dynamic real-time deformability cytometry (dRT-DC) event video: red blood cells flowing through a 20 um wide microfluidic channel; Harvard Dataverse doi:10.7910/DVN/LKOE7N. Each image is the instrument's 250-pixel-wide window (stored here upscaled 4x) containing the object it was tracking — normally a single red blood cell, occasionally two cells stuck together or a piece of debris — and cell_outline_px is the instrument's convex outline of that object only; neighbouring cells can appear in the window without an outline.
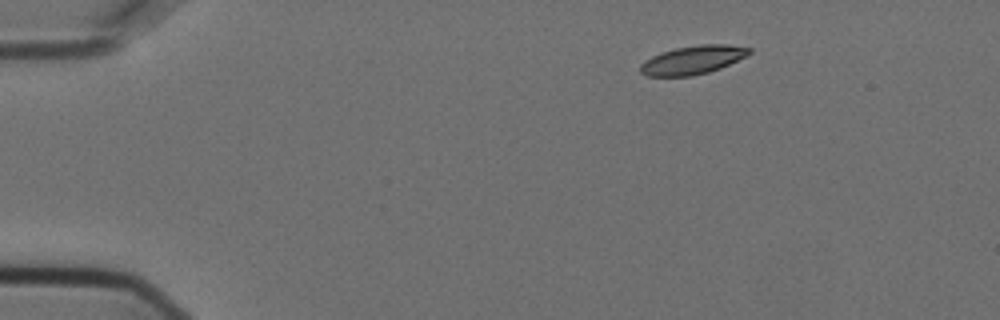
{"species": "Egyptian fruit bat (a non-hibernating species)", "species_latin": "Rousettus aegyptiacus", "temperature_condition": "cold", "stored_images_in_passage": 5, "camera_frame_rate_fps": 3000, "um_per_image_px": 0.085, "animal": {"sex": "female"}, "frame": {"image": 1, "passage_image": 1, "time_ms": 0.0, "image_size_px": [1000, 320], "cell_outline_px": [[752, 52], [748, 56], [720, 68], [708, 72], [692, 76], [648, 76], [640, 72], [640, 64], [644, 60], [660, 52], [676, 48], [700, 44], [728, 44], [752, 48]], "centroid_in_image_um": [58.9, 5.09], "position_along_channel_um": 26.1, "area_um2": 18.26}}
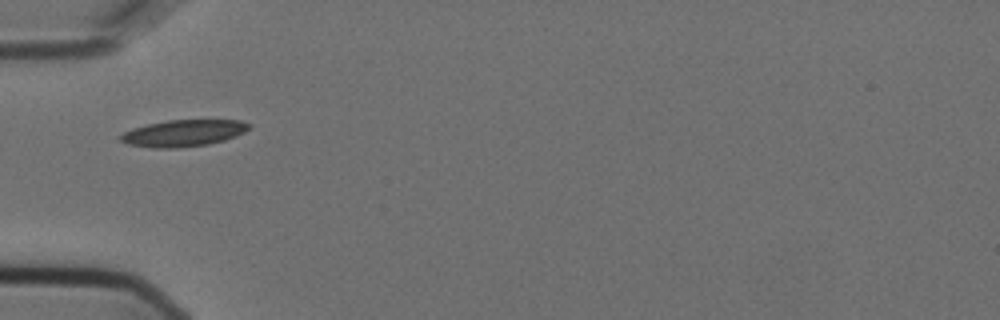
{"frame": {"image": 2, "passage_image": 4, "time_ms": 1.0, "image_size_px": [1000, 320], "cell_outline_px": [[252, 128], [236, 136], [224, 140], [208, 144], [176, 148], [152, 148], [128, 144], [120, 140], [116, 136], [132, 128], [148, 124], [168, 120], [240, 120], [252, 124]], "centroid_in_image_um": [15.59, 11.31], "position_along_channel_um": 69.4, "area_um2": 20.11}}
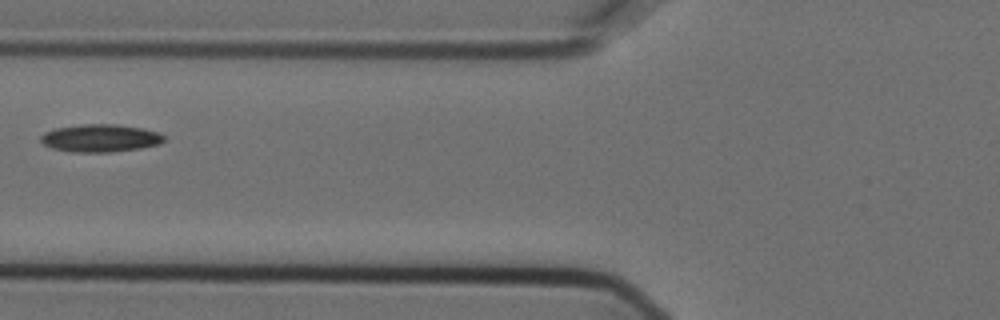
{"frame": {"image": 3, "passage_image": 5, "time_ms": 1.333, "image_size_px": [1000, 320], "cell_outline_px": [[164, 140], [160, 144], [140, 148], [112, 152], [72, 152], [52, 148], [44, 144], [40, 140], [40, 136], [44, 132], [56, 128], [84, 124], [116, 124], [144, 128], [160, 132], [164, 136]], "centroid_in_image_um": [8.55, 11.74], "position_along_channel_um": 117.3, "area_um2": 20.0}}